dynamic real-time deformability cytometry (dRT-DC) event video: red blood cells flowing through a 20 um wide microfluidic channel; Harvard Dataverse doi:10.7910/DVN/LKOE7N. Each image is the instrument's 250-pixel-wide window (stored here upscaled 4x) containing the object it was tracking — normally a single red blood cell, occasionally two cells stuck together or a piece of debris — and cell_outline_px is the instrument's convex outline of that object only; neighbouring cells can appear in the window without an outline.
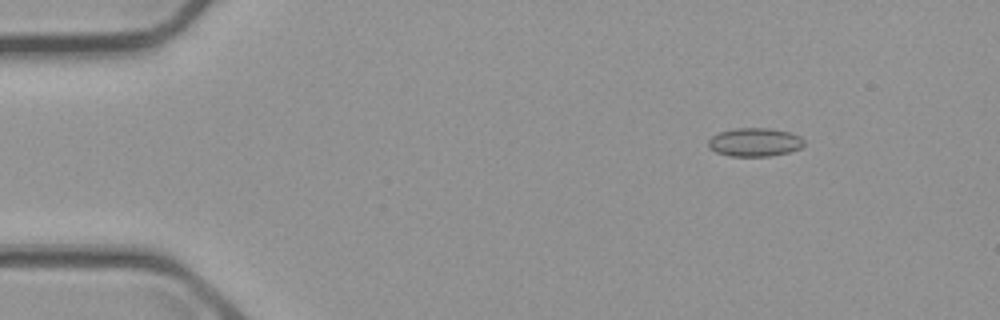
{"species": "common noctule bat (a hibernating species)", "species_latin": "Nyctalus noctula", "temperature_condition": "cold", "stored_images_in_passage": 56, "camera_frame_rate_fps": 3000, "um_per_image_px": 0.085, "animal": {"sex": "male", "body_mass_g": 23.1, "forearm_length_mm": 52.7}, "frame": {"image": 1, "passage_image": 8, "time_ms": 2.333, "image_size_px": [1000, 320], "cell_outline_px": [[804, 144], [800, 148], [788, 152], [768, 156], [728, 156], [716, 152], [708, 148], [708, 140], [712, 136], [720, 132], [736, 128], [768, 128], [788, 132], [800, 136], [804, 140]], "centroid_in_image_um": [64.12, 12.09], "position_along_channel_um": 20.9, "area_um2": 15.84}}
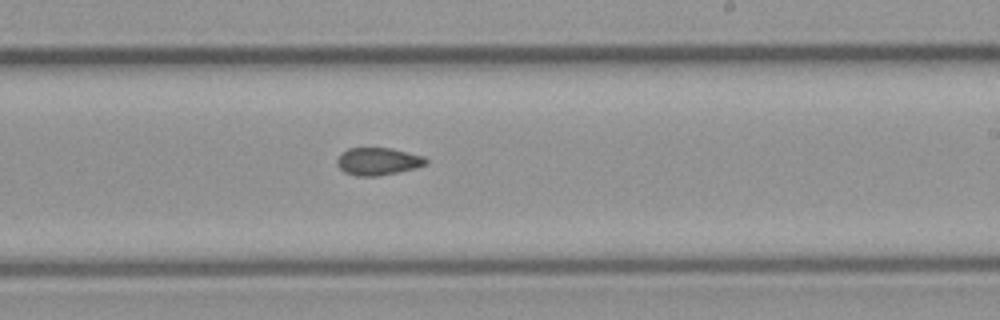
{"frame": {"image": 2, "passage_image": 34, "time_ms": 11.0, "image_size_px": [1000, 320], "cell_outline_px": [[428, 164], [416, 168], [376, 176], [356, 176], [344, 172], [336, 164], [336, 160], [340, 152], [348, 148], [392, 148], [424, 156], [428, 160]], "centroid_in_image_um": [32.11, 13.71], "position_along_channel_um": 256.9, "area_um2": 14.39}}
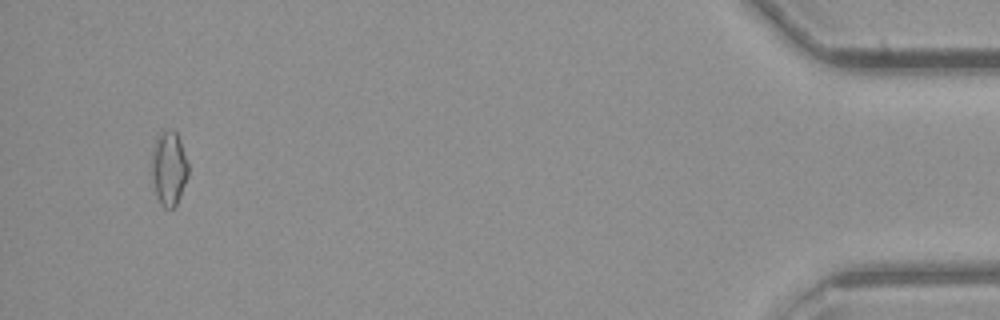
{"frame": {"image": 3, "passage_image": 54, "time_ms": 17.667, "image_size_px": [1000, 320], "cell_outline_px": [[188, 176], [180, 196], [176, 204], [172, 208], [164, 208], [160, 204], [156, 196], [152, 180], [152, 148], [156, 136], [164, 128], [172, 128], [176, 132], [180, 140], [188, 164]], "centroid_in_image_um": [14.34, 14.26], "position_along_channel_um": 420.9, "area_um2": 16.07}, "authors_computed_cell_mechanics": {"area_um2": 14.6812, "velocity_mm_per_s": 3.684, "shape_relaxation_time_tau1_ms": null, "shape_relaxation_time_tau2_ms": 6.1942, "deformation_change_tau1": null, "deformation_change_tau2": 0.0993}}